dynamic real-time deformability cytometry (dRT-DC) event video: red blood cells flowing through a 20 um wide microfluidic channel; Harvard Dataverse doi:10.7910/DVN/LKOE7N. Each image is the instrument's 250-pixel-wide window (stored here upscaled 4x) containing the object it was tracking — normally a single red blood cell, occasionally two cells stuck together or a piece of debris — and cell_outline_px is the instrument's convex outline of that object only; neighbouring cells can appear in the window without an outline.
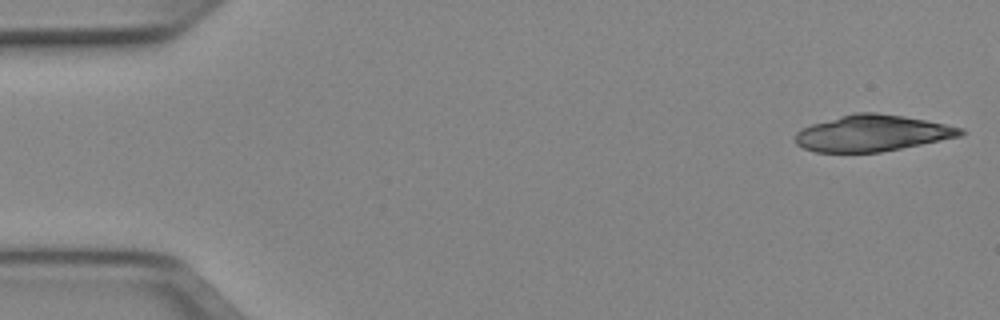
{"species": "Egyptian fruit bat (a non-hibernating species)", "species_latin": "Rousettus aegyptiacus", "temperature_condition": "cold", "stored_images_in_passage": 7, "camera_frame_rate_fps": 3000, "um_per_image_px": 0.085, "animal": {"sex": "female"}, "frame": {"image": 1, "passage_image": 1, "time_ms": 0.0, "image_size_px": [1000, 320], "cell_outline_px": [[964, 132], [960, 136], [880, 152], [816, 152], [804, 148], [796, 144], [796, 132], [800, 128], [812, 124], [840, 116], [856, 112], [876, 112], [904, 116], [964, 128]], "centroid_in_image_um": [74.1, 11.31], "position_along_channel_um": 10.9, "area_um2": 34.56}}
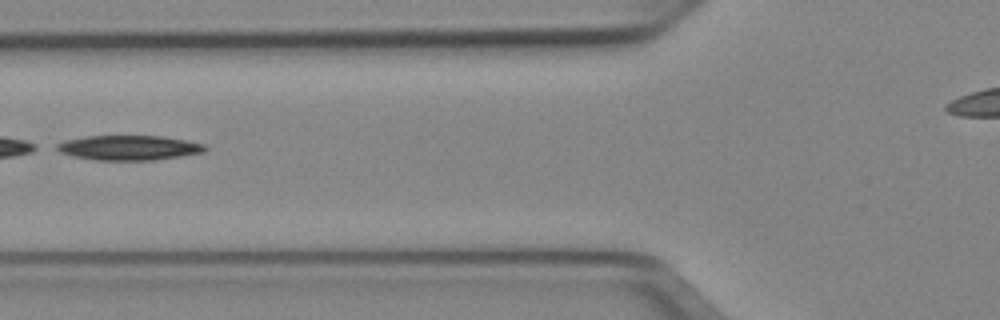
{"frame": {"image": 2, "passage_image": 6, "time_ms": 1.667, "image_size_px": [1000, 320], "cell_outline_px": [[208, 148], [204, 152], [156, 160], [96, 160], [72, 156], [60, 152], [52, 148], [56, 144], [64, 140], [84, 136], [164, 136], [204, 144]], "centroid_in_image_um": [10.9, 12.56], "position_along_channel_um": 114.9, "area_um2": 21.56}}
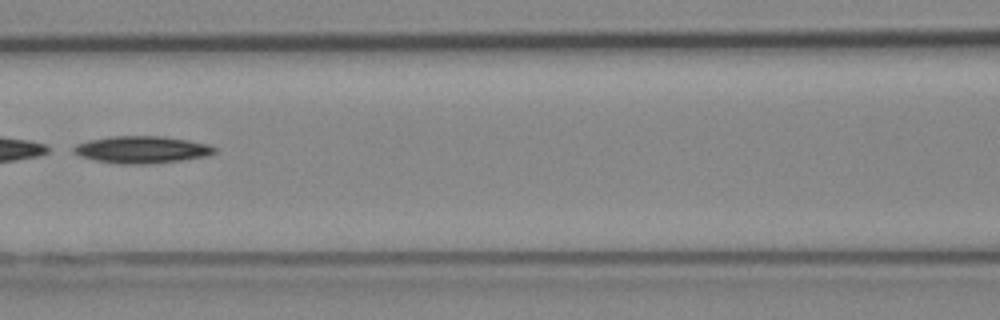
{"frame": {"image": 3, "passage_image": 7, "time_ms": 2.0, "image_size_px": [1000, 320], "cell_outline_px": [[216, 152], [208, 156], [180, 160], [148, 164], [120, 164], [96, 160], [80, 156], [72, 152], [72, 148], [76, 144], [88, 140], [112, 136], [164, 136], [188, 140], [208, 144], [216, 148]], "centroid_in_image_um": [12.05, 12.71], "position_along_channel_um": 154.6, "area_um2": 22.31}}